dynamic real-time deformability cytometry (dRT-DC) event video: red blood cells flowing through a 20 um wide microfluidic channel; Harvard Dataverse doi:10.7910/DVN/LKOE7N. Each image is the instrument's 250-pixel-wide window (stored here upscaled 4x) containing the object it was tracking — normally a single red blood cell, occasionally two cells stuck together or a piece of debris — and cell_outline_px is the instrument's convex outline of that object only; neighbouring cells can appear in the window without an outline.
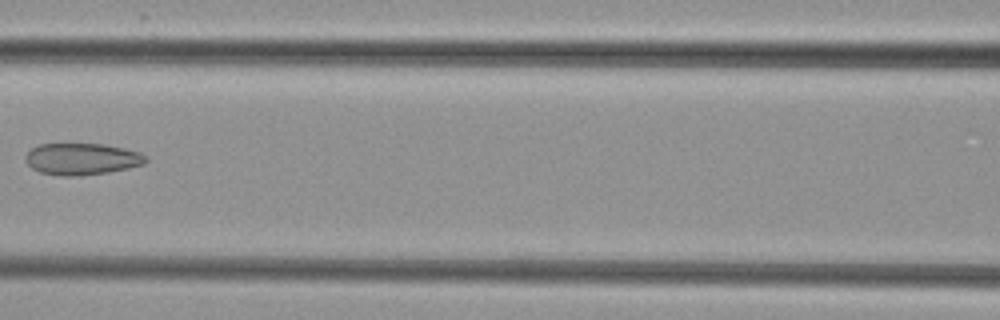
{"species": "common noctule bat (a hibernating species)", "species_latin": "Nyctalus noctula", "temperature_condition": "cold", "stored_images_in_passage": 7, "camera_frame_rate_fps": 3000, "um_per_image_px": 0.085, "animal": {"sex": "female", "body_mass_g": 29.2, "forearm_length_mm": 56.3}, "frame": {"image": 1, "passage_image": 7, "time_ms": 7.0, "image_size_px": [1000, 320], "cell_outline_px": [[148, 160], [144, 164], [128, 168], [108, 172], [80, 176], [64, 176], [40, 172], [32, 168], [24, 160], [24, 156], [32, 148], [40, 144], [104, 144], [124, 148], [140, 152]], "centroid_in_image_um": [6.95, 13.51], "position_along_channel_um": 159.7, "area_um2": 22.2}}